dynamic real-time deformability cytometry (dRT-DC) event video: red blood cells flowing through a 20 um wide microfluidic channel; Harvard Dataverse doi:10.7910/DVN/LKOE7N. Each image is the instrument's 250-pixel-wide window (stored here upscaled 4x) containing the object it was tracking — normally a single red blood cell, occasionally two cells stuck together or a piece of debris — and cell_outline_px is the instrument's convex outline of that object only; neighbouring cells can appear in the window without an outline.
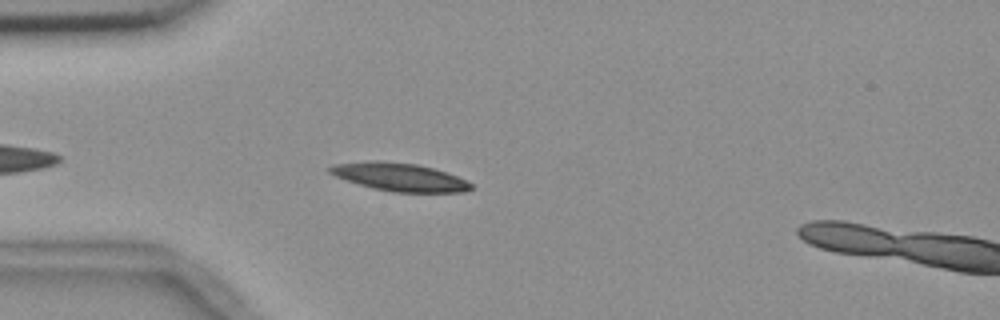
{"species": "common noctule bat (a hibernating species)", "species_latin": "Nyctalus noctula", "temperature_condition": "room temperature", "stored_images_in_passage": 20, "camera_frame_rate_fps": 3000, "um_per_image_px": 0.085, "animal": {"sex": "female", "body_mass_g": 18.4}, "frame": {"image": 1, "passage_image": 5, "time_ms": 1.333, "image_size_px": [1000, 320], "cell_outline_px": [[472, 188], [464, 192], [392, 192], [372, 188], [336, 176], [328, 172], [328, 168], [336, 164], [372, 160], [380, 160], [416, 164], [432, 168], [456, 176], [472, 184]], "centroid_in_image_um": [33.95, 15.04], "position_along_channel_um": 51.1, "area_um2": 22.77}}
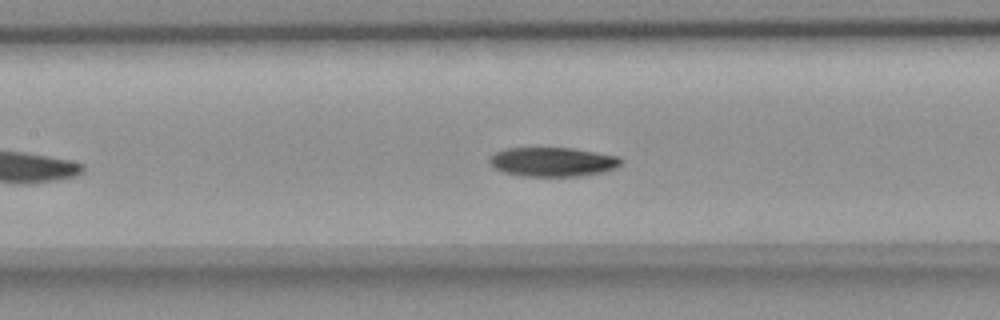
{"frame": {"image": 2, "passage_image": 15, "time_ms": 4.667, "image_size_px": [1000, 320], "cell_outline_px": [[624, 160], [616, 168], [604, 172], [580, 176], [524, 176], [504, 172], [496, 168], [488, 160], [496, 152], [504, 148], [572, 148], [620, 156]], "centroid_in_image_um": [47.04, 13.75], "position_along_channel_um": 160.4, "area_um2": 22.37}}
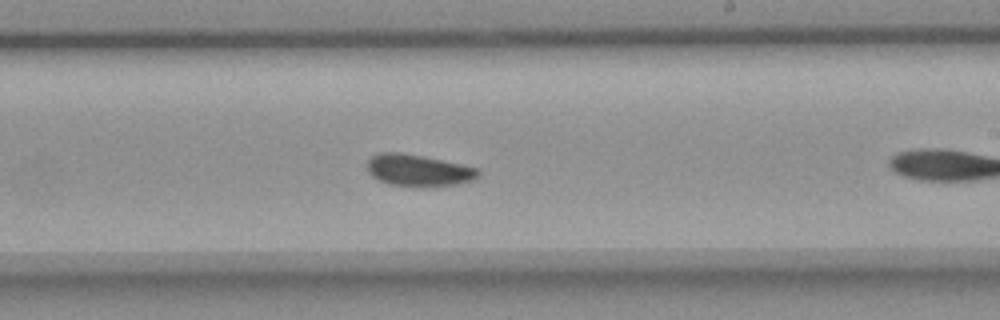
{"frame": {"image": 3, "passage_image": 19, "time_ms": 6.0, "image_size_px": [1000, 320], "cell_outline_px": [[480, 176], [472, 180], [456, 184], [424, 188], [416, 188], [388, 184], [372, 176], [368, 172], [368, 160], [372, 156], [380, 152], [400, 152], [480, 168]], "centroid_in_image_um": [35.57, 14.51], "position_along_channel_um": 253.4, "area_um2": 20.75}}